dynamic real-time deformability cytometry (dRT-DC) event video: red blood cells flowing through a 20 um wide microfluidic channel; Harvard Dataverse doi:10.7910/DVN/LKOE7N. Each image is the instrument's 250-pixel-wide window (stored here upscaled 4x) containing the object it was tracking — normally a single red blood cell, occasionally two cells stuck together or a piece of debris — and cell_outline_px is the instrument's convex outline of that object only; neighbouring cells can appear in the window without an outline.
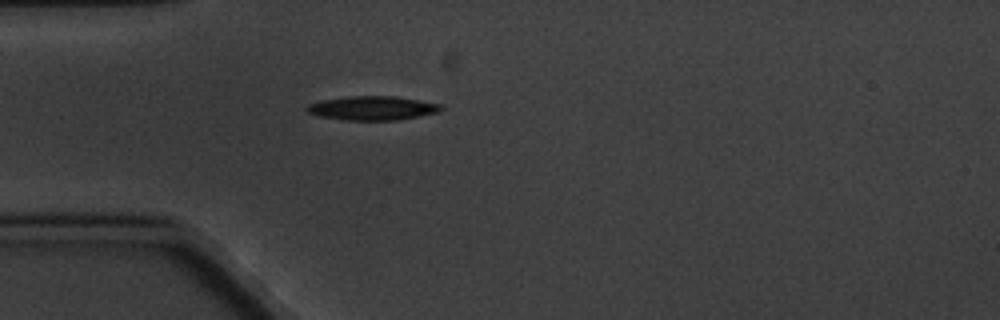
{"species": "common noctule bat (a hibernating species)", "species_latin": "Nyctalus noctula", "temperature_condition": "cold", "stored_images_in_passage": 1, "camera_frame_rate_fps": 3000, "um_per_image_px": 0.085, "animal": {"sex": "male", "body_mass_g": 20.1, "forearm_length_mm": 53.5}, "frame": {"image": 1, "passage_image": 1, "time_ms": 0.0, "image_size_px": [1000, 320], "cell_outline_px": [[444, 108], [440, 112], [420, 116], [396, 120], [344, 120], [320, 116], [308, 112], [304, 108], [308, 104], [324, 100], [348, 96], [396, 96], [440, 104]], "centroid_in_image_um": [31.68, 9.19], "position_along_channel_um": 53.3, "area_um2": 18.73}}